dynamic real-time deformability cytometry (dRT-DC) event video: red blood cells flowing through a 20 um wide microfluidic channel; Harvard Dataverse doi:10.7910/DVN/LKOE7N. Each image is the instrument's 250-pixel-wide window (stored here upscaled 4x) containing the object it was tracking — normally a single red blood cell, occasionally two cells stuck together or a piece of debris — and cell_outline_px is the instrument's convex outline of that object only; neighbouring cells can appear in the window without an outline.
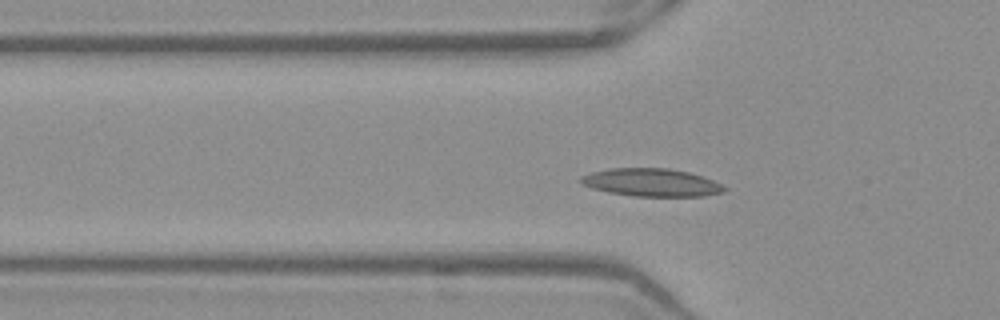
{"species": "Egyptian fruit bat (a non-hibernating species)", "species_latin": "Rousettus aegyptiacus", "temperature_condition": "warm", "stored_images_in_passage": 49, "camera_frame_rate_fps": 3000, "um_per_image_px": 0.085, "frame": {"image": 1, "passage_image": 13, "time_ms": 4.0, "image_size_px": [1000, 320], "cell_outline_px": [[728, 188], [724, 192], [704, 196], [632, 196], [608, 192], [592, 188], [576, 180], [580, 176], [592, 172], [608, 168], [668, 168], [688, 172], [704, 176]], "centroid_in_image_um": [55.36, 15.51], "position_along_channel_um": 70.4, "area_um2": 23.41}}
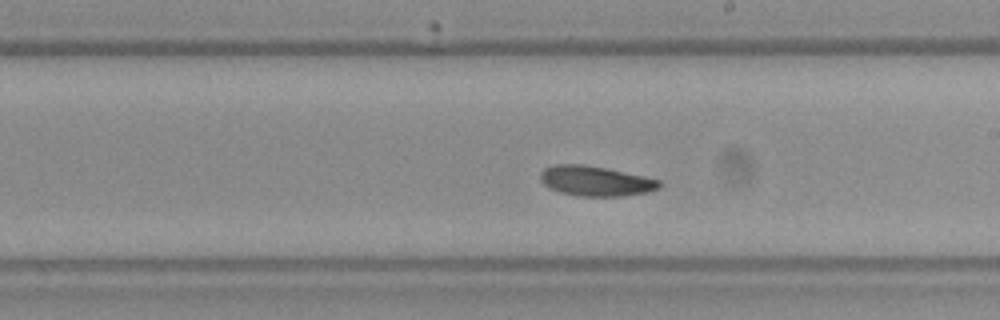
{"frame": {"image": 2, "passage_image": 26, "time_ms": 8.333, "image_size_px": [1000, 320], "cell_outline_px": [[664, 184], [660, 188], [648, 192], [620, 196], [576, 196], [560, 192], [548, 188], [540, 180], [540, 172], [544, 168], [556, 164], [584, 164], [644, 176], [660, 180]], "centroid_in_image_um": [50.62, 15.39], "position_along_channel_um": 238.4, "area_um2": 20.92}}
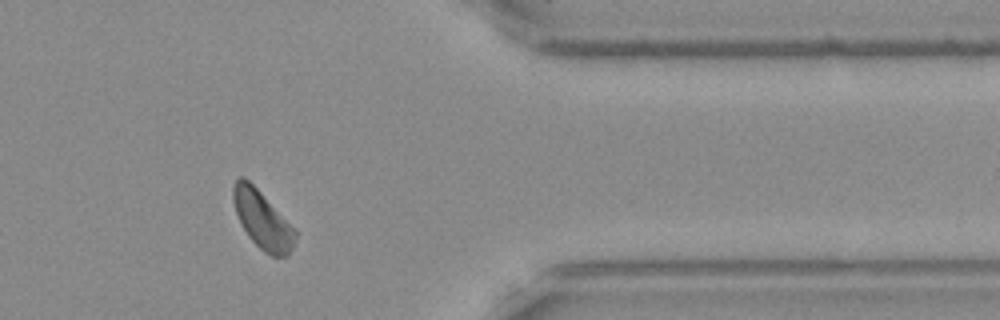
{"frame": {"image": 3, "passage_image": 39, "time_ms": 12.667, "image_size_px": [1000, 320], "cell_outline_px": [[296, 236], [292, 248], [288, 256], [272, 256], [264, 252], [248, 236], [240, 224], [232, 200], [232, 188], [236, 180], [240, 176], [244, 176], [260, 192], [296, 232]], "centroid_in_image_um": [22.25, 18.69], "position_along_channel_um": 389.1, "area_um2": 20.35}, "authors_computed_cell_mechanics": {"area_um2": 21.097, "velocity_mm_per_s": 3.8763, "shape_relaxation_time_tau1_ms": 2.8088, "shape_relaxation_time_tau2_ms": 5.8122, "deformation_change_tau1": 0.0737, "deformation_change_tau2": 0.1087}}